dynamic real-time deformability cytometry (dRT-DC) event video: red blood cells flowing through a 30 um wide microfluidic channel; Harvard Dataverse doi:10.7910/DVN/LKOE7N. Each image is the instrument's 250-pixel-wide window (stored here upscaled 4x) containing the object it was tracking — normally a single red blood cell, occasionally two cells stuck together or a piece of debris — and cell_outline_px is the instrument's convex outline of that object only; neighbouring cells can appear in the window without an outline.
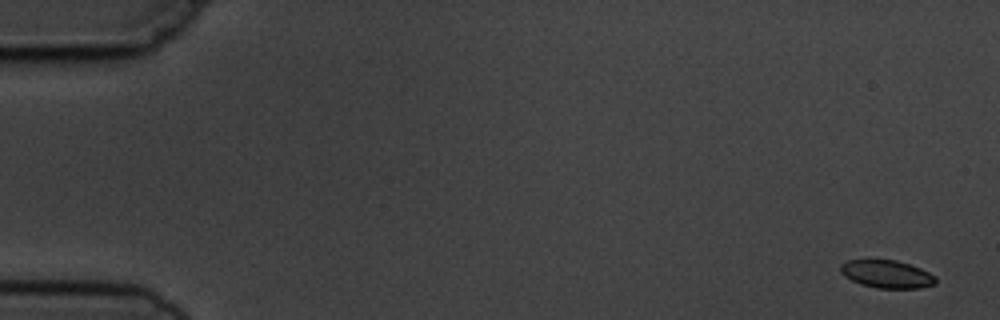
{"species": "common noctule bat (a hibernating species)", "species_latin": "Nyctalus noctula", "temperature_condition": "cold", "stored_images_in_passage": 5, "camera_frame_rate_fps": 3000, "um_per_image_px": 0.085, "animal": {"sex": "male", "body_mass_g": 19.5, "forearm_length_mm": 54.6}, "frame": {"image": 1, "passage_image": 1, "time_ms": 0.0, "image_size_px": [1000, 320], "cell_outline_px": [[936, 284], [920, 288], [876, 288], [860, 284], [844, 276], [840, 272], [840, 264], [848, 260], [896, 260], [920, 268], [936, 276]], "centroid_in_image_um": [75.37, 23.3], "position_along_channel_um": 9.6, "area_um2": 15.43}}
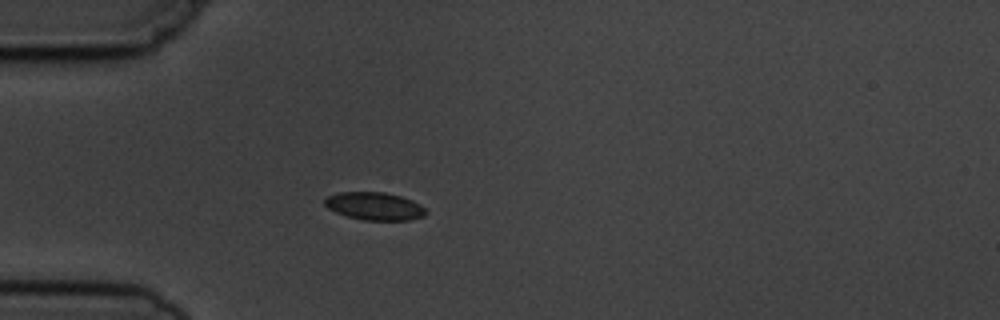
{"frame": {"image": 2, "passage_image": 5, "time_ms": 4.667, "image_size_px": [1000, 320], "cell_outline_px": [[428, 212], [424, 216], [408, 220], [364, 220], [348, 216], [336, 212], [328, 208], [324, 204], [324, 200], [328, 196], [340, 192], [384, 192], [400, 196], [412, 200], [420, 204]], "centroid_in_image_um": [31.85, 17.52], "position_along_channel_um": 53.2, "area_um2": 16.3}}